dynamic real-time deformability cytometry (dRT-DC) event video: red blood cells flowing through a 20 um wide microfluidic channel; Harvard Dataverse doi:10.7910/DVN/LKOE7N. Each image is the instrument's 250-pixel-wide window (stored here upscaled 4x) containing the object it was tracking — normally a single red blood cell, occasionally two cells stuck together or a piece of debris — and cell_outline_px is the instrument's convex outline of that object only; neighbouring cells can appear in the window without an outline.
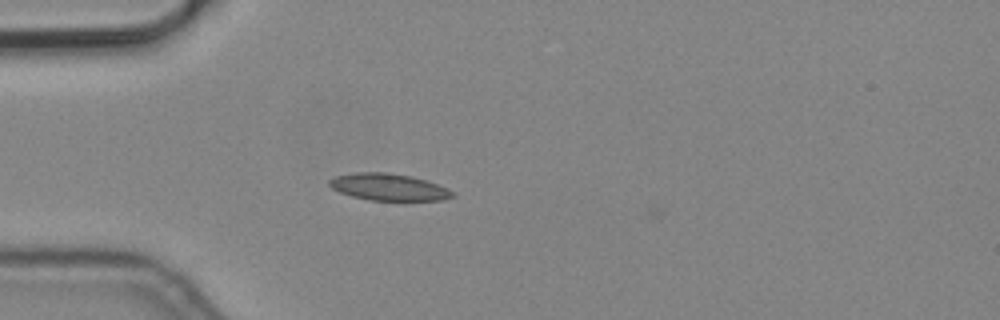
{"species": "common noctule bat (a hibernating species)", "species_latin": "Nyctalus noctula", "temperature_condition": "cold", "stored_images_in_passage": 4, "camera_frame_rate_fps": 3000, "um_per_image_px": 0.085, "animal": {"sex": "male", "body_mass_g": 19.2, "forearm_length_mm": 51.8}, "frame": {"image": 1, "passage_image": 4, "time_ms": 1.0, "image_size_px": [1000, 320], "cell_outline_px": [[456, 196], [444, 200], [368, 200], [352, 196], [340, 192], [332, 188], [328, 184], [328, 180], [336, 176], [356, 172], [388, 172], [412, 176], [448, 188], [456, 192]], "centroid_in_image_um": [33.06, 15.9], "position_along_channel_um": 51.9, "area_um2": 19.36}}